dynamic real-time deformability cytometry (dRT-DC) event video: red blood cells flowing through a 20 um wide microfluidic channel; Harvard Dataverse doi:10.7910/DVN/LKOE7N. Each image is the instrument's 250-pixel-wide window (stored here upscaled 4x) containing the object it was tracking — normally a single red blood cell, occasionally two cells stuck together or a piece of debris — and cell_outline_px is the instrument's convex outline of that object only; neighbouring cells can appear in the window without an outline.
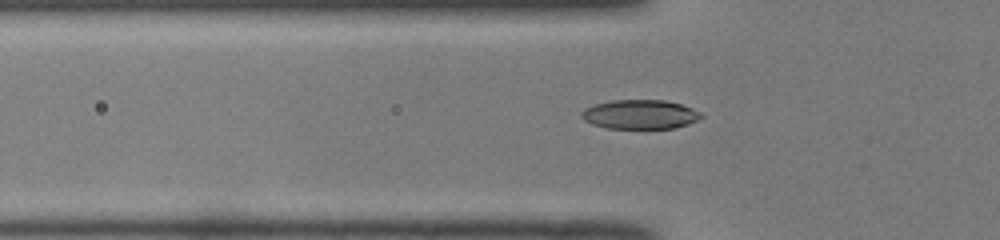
{"species": "common noctule bat (a hibernating species)", "species_latin": "Nyctalus noctula", "temperature_condition": "room temperature", "stored_images_in_passage": 37, "camera_frame_rate_fps": 3000, "um_per_image_px": 0.085, "animal": {"sex": "male", "body_mass_g": 19.0, "forearm_length_mm": 50.8}, "frame": {"image": 1, "passage_image": 4, "time_ms": 1.0, "image_size_px": [1000, 240], "cell_outline_px": [[704, 116], [688, 124], [676, 128], [608, 128], [592, 124], [584, 120], [580, 116], [580, 112], [584, 108], [596, 104], [612, 100], [664, 100], [680, 104], [692, 108], [700, 112]], "centroid_in_image_um": [54.39, 9.72], "position_along_channel_um": 71.4, "area_um2": 20.35}}
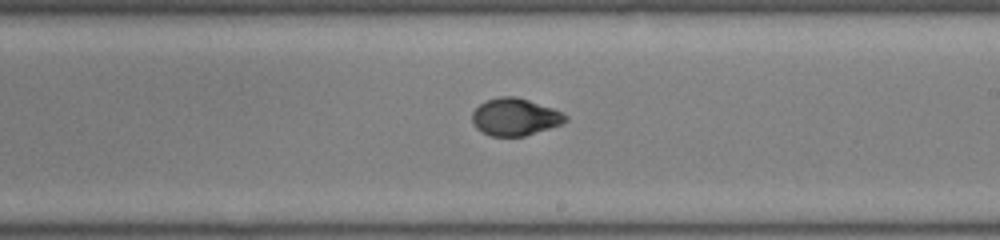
{"frame": {"image": 2, "passage_image": 17, "time_ms": 5.333, "image_size_px": [1000, 240], "cell_outline_px": [[568, 120], [560, 124], [524, 136], [488, 136], [476, 128], [472, 124], [472, 112], [480, 104], [488, 100], [500, 96], [516, 96], [552, 108], [568, 116]], "centroid_in_image_um": [43.73, 9.94], "position_along_channel_um": 245.3, "area_um2": 20.11}}
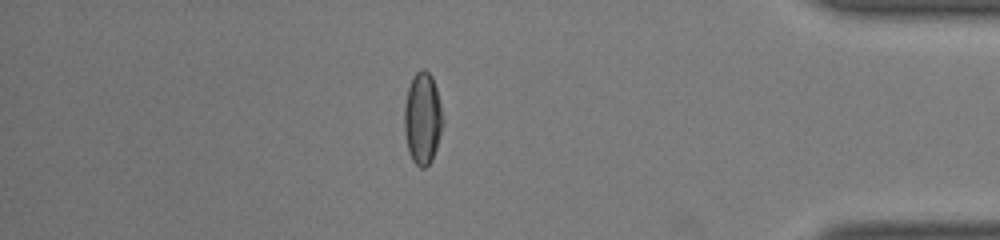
{"frame": {"image": 3, "passage_image": 31, "time_ms": 10.0, "image_size_px": [1000, 240], "cell_outline_px": [[444, 124], [432, 160], [424, 168], [420, 168], [412, 160], [408, 152], [404, 132], [404, 104], [408, 88], [416, 72], [420, 68], [424, 68], [432, 76], [436, 88], [444, 120]], "centroid_in_image_um": [35.91, 10.07], "position_along_channel_um": 399.3, "area_um2": 20.81}, "authors_computed_cell_mechanics": {"area_um2": 20.4612, "velocity_mm_per_s": 4.0162, "shape_relaxation_time_tau1_ms": 5.6984, "shape_relaxation_time_tau2_ms": 0.9414, "deformation_change_tau1": 0.2004, "deformation_change_tau2": 0.0377}}